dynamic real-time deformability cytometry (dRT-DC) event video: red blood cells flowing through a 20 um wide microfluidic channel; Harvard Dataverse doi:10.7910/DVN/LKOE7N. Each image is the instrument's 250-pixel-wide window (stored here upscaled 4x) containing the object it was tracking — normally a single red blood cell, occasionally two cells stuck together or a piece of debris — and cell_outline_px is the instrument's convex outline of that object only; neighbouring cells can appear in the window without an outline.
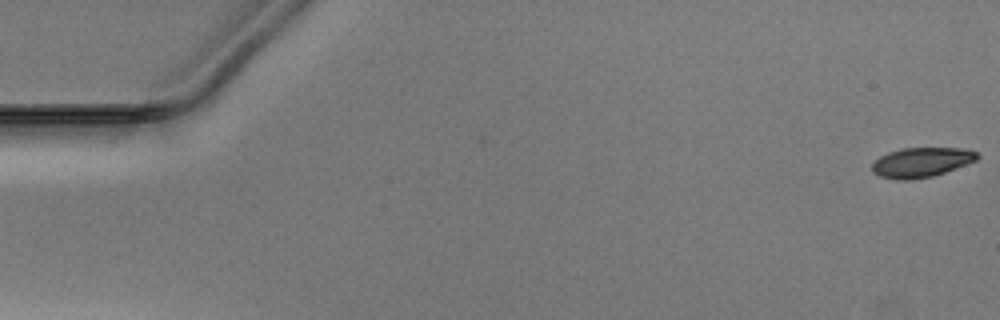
{"species": "Egyptian fruit bat (a non-hibernating species)", "species_latin": "Rousettus aegyptiacus", "temperature_condition": "warm", "stored_images_in_passage": 17, "camera_frame_rate_fps": 3000, "um_per_image_px": 0.085, "animal": {"sex": "male"}, "frame": {"image": 1, "passage_image": 1, "time_ms": 0.0, "image_size_px": [1000, 320], "cell_outline_px": [[980, 156], [976, 160], [944, 172], [932, 176], [908, 180], [896, 180], [880, 176], [872, 172], [872, 164], [880, 156], [888, 152], [900, 148], [968, 148], [976, 152]], "centroid_in_image_um": [78.3, 13.79], "position_along_channel_um": 6.7, "area_um2": 18.15}}
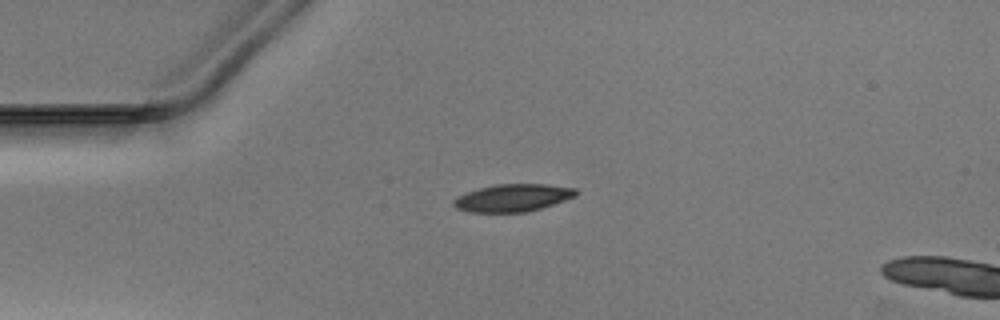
{"frame": {"image": 2, "passage_image": 13, "time_ms": 4.0, "image_size_px": [1000, 320], "cell_outline_px": [[576, 196], [528, 212], [468, 212], [456, 208], [452, 204], [452, 200], [468, 192], [480, 188], [496, 184], [544, 184], [576, 188]], "centroid_in_image_um": [43.57, 16.82], "position_along_channel_um": 41.4, "area_um2": 19.36}}